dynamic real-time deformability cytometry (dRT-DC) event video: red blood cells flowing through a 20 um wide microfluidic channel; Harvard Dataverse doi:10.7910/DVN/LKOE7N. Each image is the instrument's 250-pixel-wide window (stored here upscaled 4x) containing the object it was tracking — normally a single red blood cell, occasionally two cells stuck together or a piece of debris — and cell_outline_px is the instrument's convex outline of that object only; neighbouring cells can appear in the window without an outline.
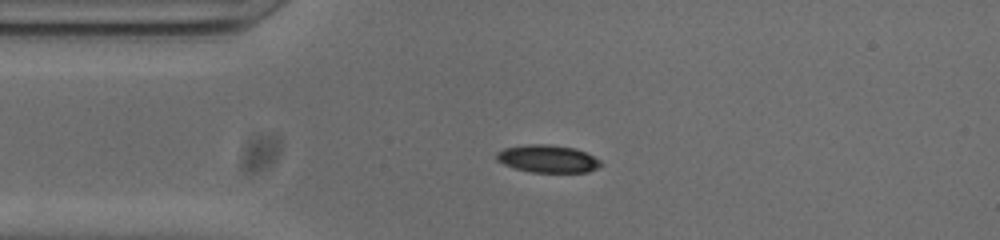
{"species": "common noctule bat (a hibernating species)", "species_latin": "Nyctalus noctula", "temperature_condition": "cold", "stored_images_in_passage": 43, "camera_frame_rate_fps": 3000, "um_per_image_px": 0.085, "animal": {"sex": "male", "body_mass_g": 20.0, "forearm_length_mm": 53.3}, "frame": {"image": 1, "passage_image": 8, "time_ms": 2.333, "image_size_px": [1000, 240], "cell_outline_px": [[604, 164], [588, 172], [532, 172], [516, 168], [504, 164], [496, 160], [496, 152], [504, 148], [528, 144], [548, 144], [576, 148], [600, 160]], "centroid_in_image_um": [46.55, 13.49], "position_along_channel_um": 38.4, "area_um2": 16.7}}
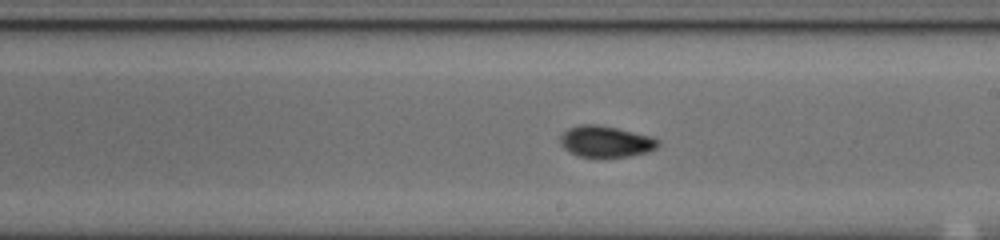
{"frame": {"image": 2, "passage_image": 25, "time_ms": 8.0, "image_size_px": [1000, 240], "cell_outline_px": [[660, 144], [656, 148], [648, 152], [628, 156], [580, 156], [564, 148], [560, 144], [560, 136], [568, 128], [580, 124], [596, 124], [616, 128], [648, 136], [660, 140]], "centroid_in_image_um": [51.48, 12.01], "position_along_channel_um": 237.5, "area_um2": 17.46}}
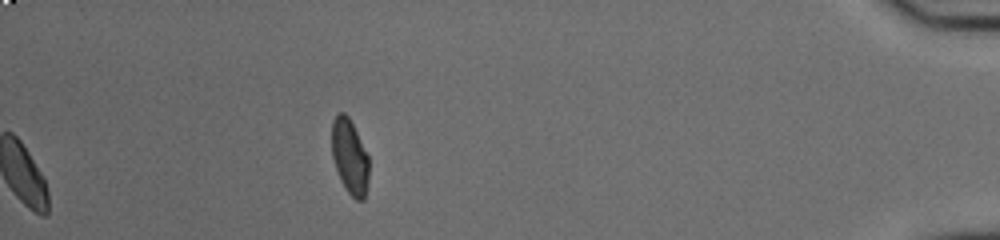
{"frame": {"image": 3, "passage_image": 43, "time_ms": 14.0, "image_size_px": [1000, 240], "cell_outline_px": [[368, 180], [364, 200], [356, 200], [348, 192], [340, 180], [332, 156], [332, 120], [340, 112], [344, 112], [348, 116], [368, 156]], "centroid_in_image_um": [29.72, 13.33], "position_along_channel_um": 405.5, "area_um2": 15.95}, "authors_computed_cell_mechanics": {"area_um2": 17.4556, "velocity_mm_per_s": 3.8406, "shape_relaxation_time_tau1_ms": 4.6063, "shape_relaxation_time_tau2_ms": 2.694, "deformation_change_tau1": 0.1364, "deformation_change_tau2": 0.0581}}